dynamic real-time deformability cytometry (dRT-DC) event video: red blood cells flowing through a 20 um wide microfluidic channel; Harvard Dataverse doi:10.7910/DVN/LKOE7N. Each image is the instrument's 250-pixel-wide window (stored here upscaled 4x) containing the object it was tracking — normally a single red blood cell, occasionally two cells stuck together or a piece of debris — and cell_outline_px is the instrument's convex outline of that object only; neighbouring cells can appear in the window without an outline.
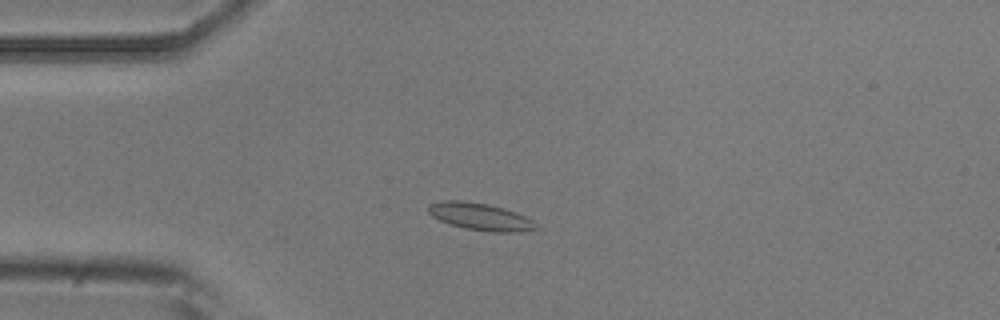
{"species": "common noctule bat (a hibernating species)", "species_latin": "Nyctalus noctula", "temperature_condition": "room temperature", "stored_images_in_passage": 6, "camera_frame_rate_fps": 3000, "um_per_image_px": 0.085, "animal": {"sex": "male", "body_mass_g": 20.5, "forearm_length_mm": 52.5}, "frame": {"image": 1, "passage_image": 3, "time_ms": 3.333, "image_size_px": [1000, 320], "cell_outline_px": [[540, 228], [516, 232], [496, 232], [464, 228], [440, 220], [432, 216], [428, 212], [428, 204], [444, 200], [464, 200], [488, 204], [504, 208], [516, 212], [532, 220]], "centroid_in_image_um": [40.82, 18.4], "position_along_channel_um": 44.2, "area_um2": 16.99}}
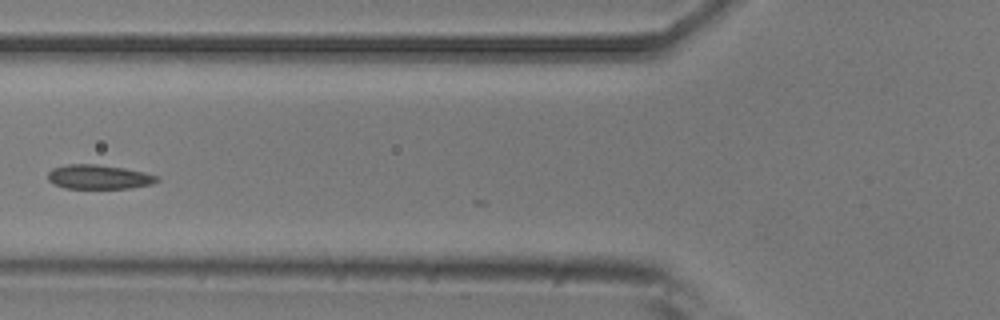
{"frame": {"image": 2, "passage_image": 5, "time_ms": 5.667, "image_size_px": [1000, 320], "cell_outline_px": [[160, 180], [152, 184], [128, 188], [64, 188], [52, 184], [48, 180], [48, 172], [52, 168], [68, 164], [96, 164], [124, 168], [144, 172], [160, 176]], "centroid_in_image_um": [8.39, 15.04], "position_along_channel_um": 117.4, "area_um2": 15.55}}
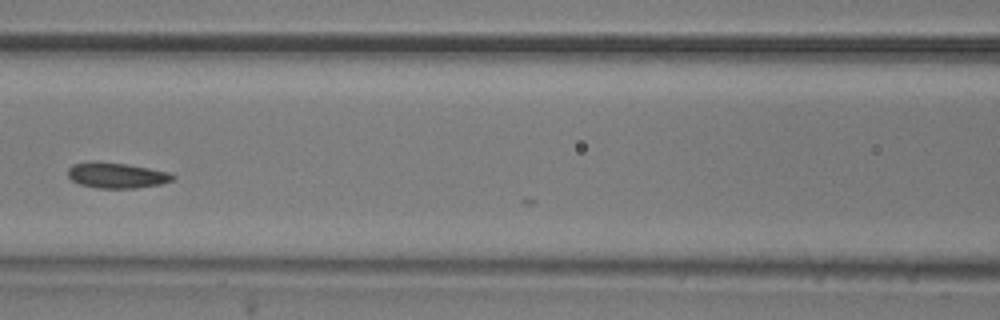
{"frame": {"image": 3, "passage_image": 6, "time_ms": 6.667, "image_size_px": [1000, 320], "cell_outline_px": [[176, 176], [172, 180], [160, 184], [136, 188], [96, 188], [80, 184], [72, 180], [68, 176], [68, 168], [72, 164], [92, 160], [96, 160], [124, 164], [148, 168], [168, 172]], "centroid_in_image_um": [9.86, 14.89], "position_along_channel_um": 156.7, "area_um2": 15.66}}